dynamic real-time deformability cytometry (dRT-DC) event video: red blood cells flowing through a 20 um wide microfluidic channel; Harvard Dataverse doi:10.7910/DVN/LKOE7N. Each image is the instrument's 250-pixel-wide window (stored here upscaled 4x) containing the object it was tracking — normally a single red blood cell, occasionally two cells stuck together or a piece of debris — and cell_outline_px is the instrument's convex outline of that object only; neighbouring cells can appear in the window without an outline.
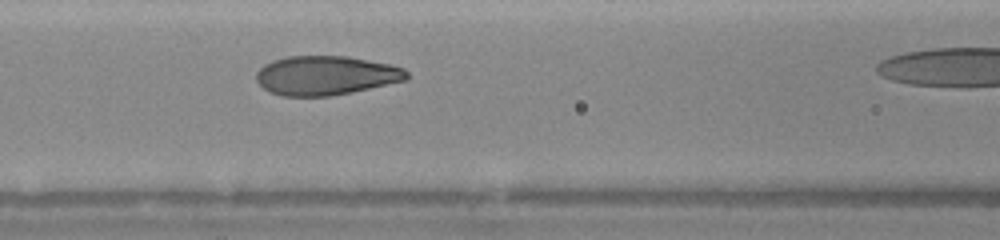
{"species": "human", "species_latin": "Homo sapiens", "temperature_condition": "warm", "stored_images_in_passage": 7, "segment_of_instrument_passage": [1, 2], "camera_frame_rate_fps": 3000, "um_per_image_px": 0.085, "donor": {"sex": "female"}, "frame": {"image": 1, "passage_image": 6, "time_ms": 3.0, "image_size_px": [1000, 240], "cell_outline_px": [[408, 80], [352, 92], [328, 96], [280, 96], [264, 88], [256, 80], [256, 72], [264, 64], [272, 60], [288, 56], [348, 56], [388, 64], [404, 68], [408, 72]], "centroid_in_image_um": [27.7, 6.41], "position_along_channel_um": 138.9, "area_um2": 34.39}}